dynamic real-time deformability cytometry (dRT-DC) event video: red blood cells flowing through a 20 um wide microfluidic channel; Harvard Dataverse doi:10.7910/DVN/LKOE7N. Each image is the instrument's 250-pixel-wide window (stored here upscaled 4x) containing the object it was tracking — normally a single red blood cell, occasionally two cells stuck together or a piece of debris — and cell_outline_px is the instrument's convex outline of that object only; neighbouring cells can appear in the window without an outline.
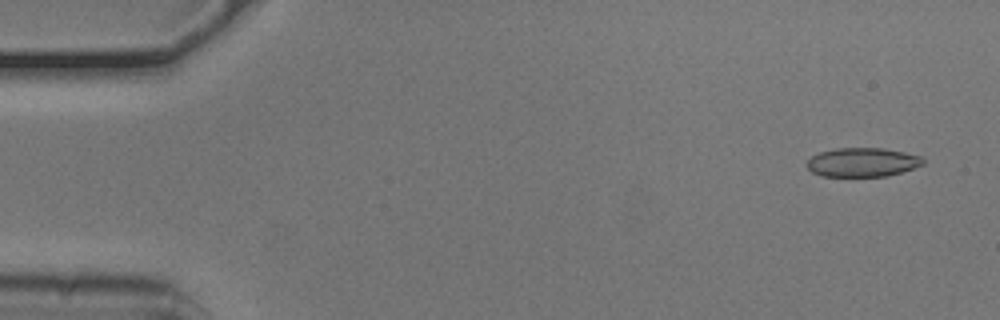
{"species": "common noctule bat (a hibernating species)", "species_latin": "Nyctalus noctula", "temperature_condition": "cold", "stored_images_in_passage": 53, "camera_frame_rate_fps": 3000, "um_per_image_px": 0.085, "animal": {"sex": "male", "body_mass_g": 20.5, "forearm_length_mm": 52.5}, "frame": {"image": 1, "passage_image": 3, "time_ms": 0.667, "image_size_px": [1000, 320], "cell_outline_px": [[924, 164], [888, 176], [820, 176], [812, 172], [804, 164], [812, 156], [820, 152], [836, 148], [884, 148], [924, 156]], "centroid_in_image_um": [73.3, 13.79], "position_along_channel_um": 11.7, "area_um2": 19.71}}
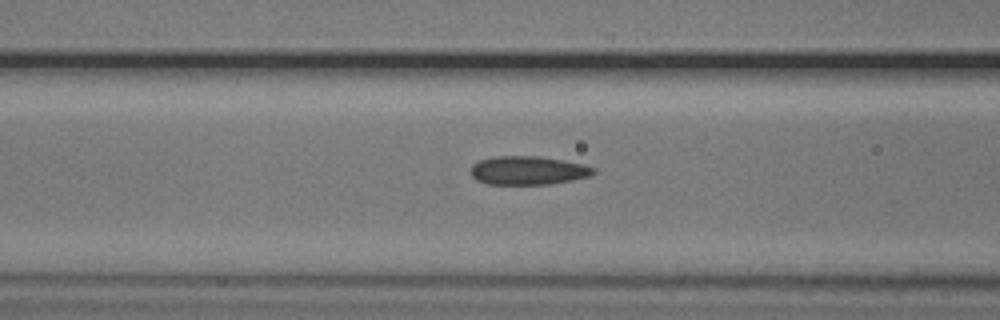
{"frame": {"image": 2, "passage_image": 21, "time_ms": 6.667, "image_size_px": [1000, 320], "cell_outline_px": [[596, 172], [592, 176], [572, 180], [548, 184], [488, 184], [476, 180], [472, 176], [472, 164], [480, 160], [492, 156], [536, 156], [564, 160], [584, 164], [596, 168]], "centroid_in_image_um": [44.92, 14.48], "position_along_channel_um": 121.7, "area_um2": 20.58}}
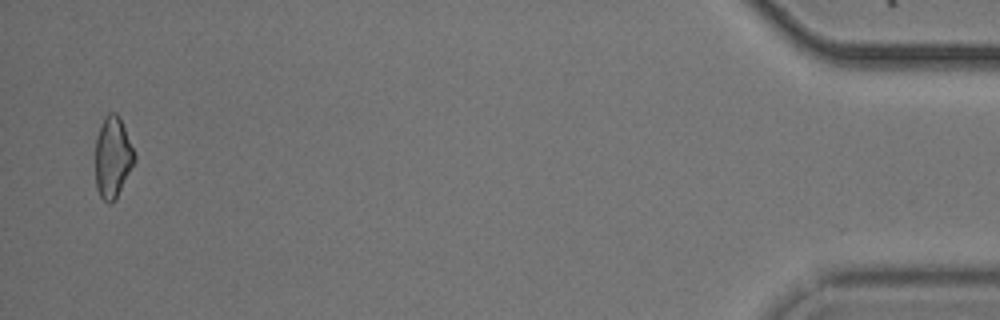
{"frame": {"image": 3, "passage_image": 52, "time_ms": 17.0, "image_size_px": [1000, 320], "cell_outline_px": [[136, 160], [116, 200], [112, 204], [108, 204], [100, 196], [96, 188], [96, 136], [104, 116], [108, 112], [116, 112], [120, 116], [136, 156]], "centroid_in_image_um": [9.59, 13.37], "position_along_channel_um": 425.6, "area_um2": 18.79}, "authors_computed_cell_mechanics": {"area_um2": 20.1144, "velocity_mm_per_s": 3.7856, "shape_relaxation_time_tau1_ms": 8.4967, "shape_relaxation_time_tau2_ms": 3.8228, "deformation_change_tau1": 0.1398, "deformation_change_tau2": 0.0943}}